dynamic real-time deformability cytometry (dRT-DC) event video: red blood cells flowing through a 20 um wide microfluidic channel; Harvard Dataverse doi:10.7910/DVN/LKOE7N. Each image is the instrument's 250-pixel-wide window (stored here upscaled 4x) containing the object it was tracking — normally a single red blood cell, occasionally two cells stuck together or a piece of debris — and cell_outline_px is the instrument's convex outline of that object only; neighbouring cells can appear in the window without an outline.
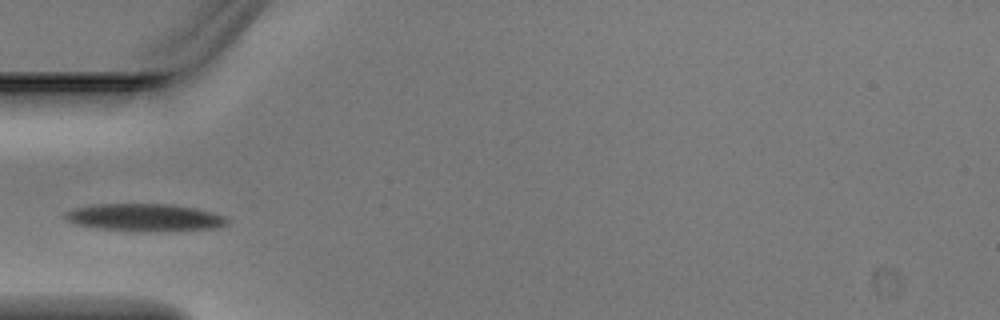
{"species": "Egyptian fruit bat (a non-hibernating species)", "species_latin": "Rousettus aegyptiacus", "temperature_condition": "warm", "stored_images_in_passage": 3, "camera_frame_rate_fps": 3000, "um_per_image_px": 0.085, "animal": {"sex": "male"}, "frame": {"image": 1, "passage_image": 3, "time_ms": 0.667, "image_size_px": [1000, 320], "cell_outline_px": [[228, 224], [220, 228], [96, 228], [76, 224], [68, 220], [64, 216], [64, 212], [72, 208], [92, 204], [172, 204], [196, 208], [228, 216]], "centroid_in_image_um": [12.28, 18.41], "position_along_channel_um": 72.7, "area_um2": 24.57}}